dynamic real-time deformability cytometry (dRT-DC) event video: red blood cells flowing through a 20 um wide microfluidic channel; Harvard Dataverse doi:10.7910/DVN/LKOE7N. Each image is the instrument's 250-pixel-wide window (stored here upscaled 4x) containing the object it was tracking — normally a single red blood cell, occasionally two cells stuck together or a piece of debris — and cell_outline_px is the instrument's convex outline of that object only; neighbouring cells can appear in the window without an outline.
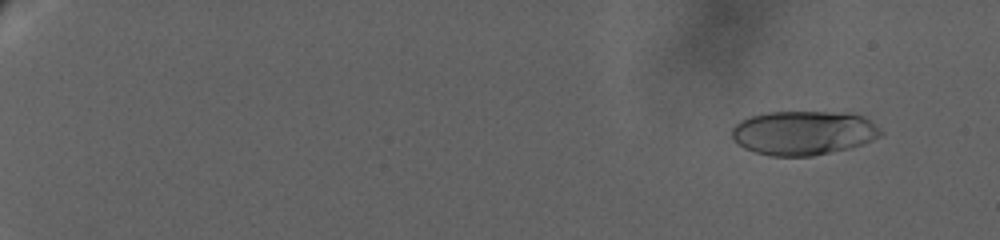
{"species": "human", "species_latin": "Homo sapiens", "temperature_condition": "warm", "stored_images_in_passage": 45, "camera_frame_rate_fps": 3000, "um_per_image_px": 0.085, "donor": {"sex": "female"}, "frame": {"image": 1, "passage_image": 3, "time_ms": 2.0, "image_size_px": [1000, 240], "cell_outline_px": [[884, 132], [880, 136], [872, 140], [848, 148], [812, 156], [768, 156], [744, 148], [732, 136], [732, 128], [740, 120], [752, 116], [768, 112], [848, 112], [864, 116], [880, 128]], "centroid_in_image_um": [68.31, 11.28], "position_along_channel_um": 16.7, "area_um2": 38.26}}
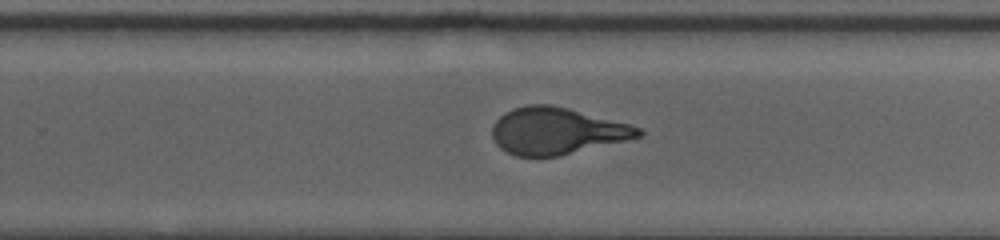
{"frame": {"image": 2, "passage_image": 25, "time_ms": 17.667, "image_size_px": [1000, 240], "cell_outline_px": [[644, 132], [640, 136], [560, 156], [516, 156], [500, 148], [496, 144], [492, 136], [492, 124], [504, 112], [512, 108], [528, 104], [552, 104], [632, 124], [640, 128]], "centroid_in_image_um": [47.29, 11.11], "position_along_channel_um": 282.5, "area_um2": 39.88}}
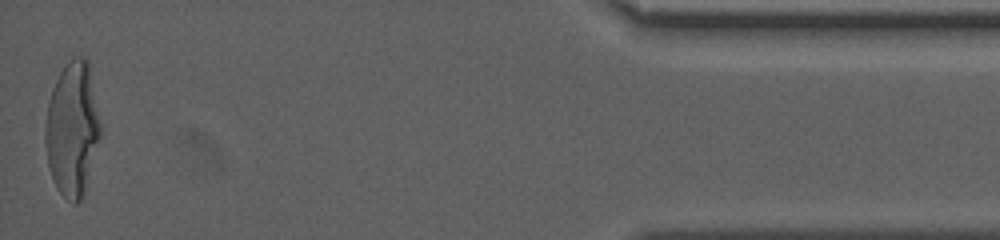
{"frame": {"image": 3, "passage_image": 45, "time_ms": 24.667, "image_size_px": [1000, 240], "cell_outline_px": [[100, 136], [80, 200], [76, 204], [72, 204], [56, 188], [48, 164], [44, 136], [44, 128], [48, 104], [52, 88], [60, 72], [68, 60], [72, 56], [84, 56], [88, 60], [100, 124]], "centroid_in_image_um": [6.12, 10.91], "position_along_channel_um": 429.1, "area_um2": 42.43}, "authors_computed_cell_mechanics": {"area_um2": 40.4022, "velocity_mm_per_s": 2.9733, "shape_relaxation_time_tau1_ms": 6.7502, "shape_relaxation_time_tau2_ms": null, "deformation_change_tau1": 0.2556, "deformation_change_tau2": null}}